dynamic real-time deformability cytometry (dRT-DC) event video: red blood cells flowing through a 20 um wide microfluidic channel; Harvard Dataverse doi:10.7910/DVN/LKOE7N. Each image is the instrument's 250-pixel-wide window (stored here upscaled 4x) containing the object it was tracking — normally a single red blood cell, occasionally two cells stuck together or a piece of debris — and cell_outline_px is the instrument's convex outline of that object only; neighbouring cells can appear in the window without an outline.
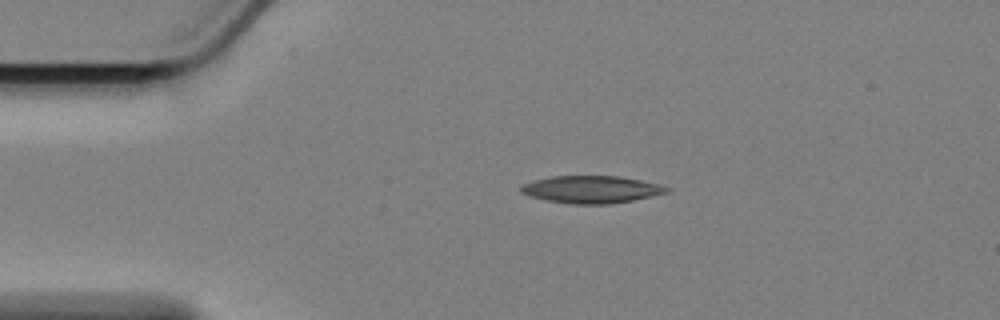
{"species": "Egyptian fruit bat (a non-hibernating species)", "species_latin": "Rousettus aegyptiacus", "temperature_condition": "cold", "stored_images_in_passage": 47, "camera_frame_rate_fps": 3000, "um_per_image_px": 0.085, "animal": {"sex": "female"}, "frame": {"image": 1, "passage_image": 1, "time_ms": 0.0, "image_size_px": [1000, 320], "cell_outline_px": [[672, 188], [668, 192], [632, 200], [612, 204], [572, 204], [548, 200], [528, 196], [520, 192], [520, 188], [524, 184], [536, 180], [552, 176], [620, 176], [660, 184]], "centroid_in_image_um": [50.29, 16.1], "position_along_channel_um": 34.7, "area_um2": 23.12}}
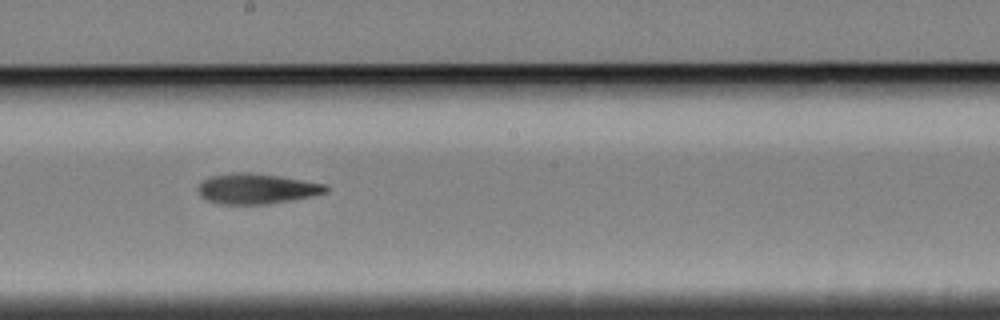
{"frame": {"image": 2, "passage_image": 21, "time_ms": 6.667, "image_size_px": [1000, 320], "cell_outline_px": [[328, 192], [312, 196], [292, 200], [268, 204], [220, 204], [208, 200], [200, 196], [196, 188], [204, 180], [212, 176], [232, 172], [248, 172], [280, 176], [328, 184]], "centroid_in_image_um": [21.84, 16.04], "position_along_channel_um": 226.4, "area_um2": 22.72}}
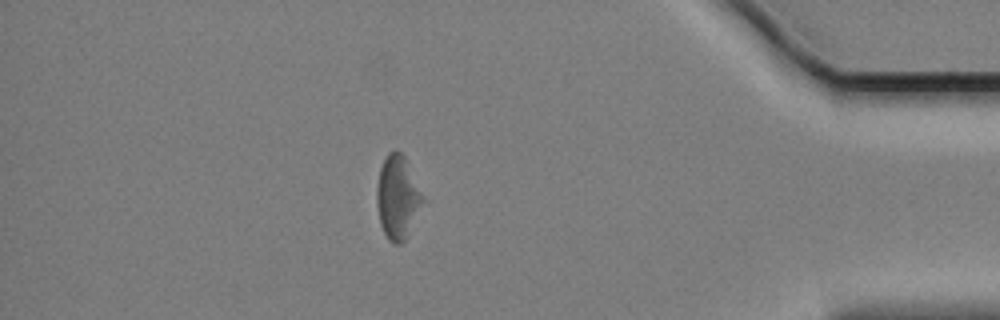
{"frame": {"image": 3, "passage_image": 40, "time_ms": 13.0, "image_size_px": [1000, 320], "cell_outline_px": [[424, 200], [404, 240], [400, 244], [392, 244], [388, 240], [380, 224], [376, 204], [376, 188], [380, 168], [388, 152], [396, 148], [404, 156]], "centroid_in_image_um": [33.74, 16.76], "position_along_channel_um": 401.5, "area_um2": 21.91}, "authors_computed_cell_mechanics": {"area_um2": 22.542, "velocity_mm_per_s": 3.3936, "shape_relaxation_time_tau1_ms": 6.3133, "shape_relaxation_time_tau2_ms": null, "deformation_change_tau1": 0.1686, "deformation_change_tau2": null}}